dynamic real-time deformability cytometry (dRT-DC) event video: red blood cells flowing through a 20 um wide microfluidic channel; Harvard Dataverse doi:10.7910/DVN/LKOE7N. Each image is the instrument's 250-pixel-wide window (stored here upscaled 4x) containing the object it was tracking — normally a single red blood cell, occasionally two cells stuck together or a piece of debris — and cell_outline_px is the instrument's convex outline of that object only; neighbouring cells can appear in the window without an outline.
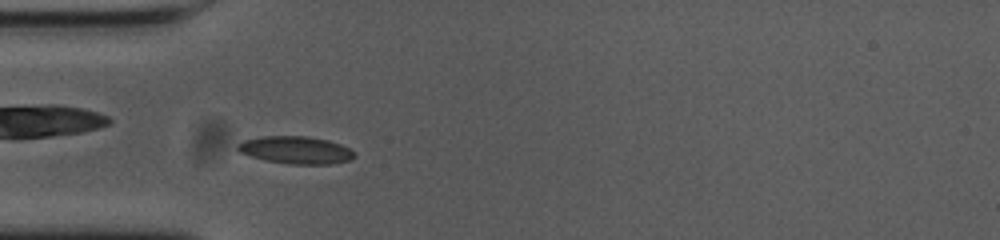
{"species": "common noctule bat (a hibernating species)", "species_latin": "Nyctalus noctula", "temperature_condition": "cold", "stored_images_in_passage": 50, "camera_frame_rate_fps": 3000, "um_per_image_px": 0.085, "animal": {"sex": "female", "body_mass_g": 23.0, "forearm_length_mm": 53.4}, "frame": {"image": 1, "passage_image": 11, "time_ms": 3.333, "image_size_px": [1000, 240], "cell_outline_px": [[356, 156], [352, 160], [328, 164], [288, 164], [248, 156], [240, 152], [236, 148], [236, 144], [244, 140], [264, 136], [308, 136], [328, 140], [340, 144], [356, 152]], "centroid_in_image_um": [25.16, 12.75], "position_along_channel_um": 59.8, "area_um2": 18.79}}
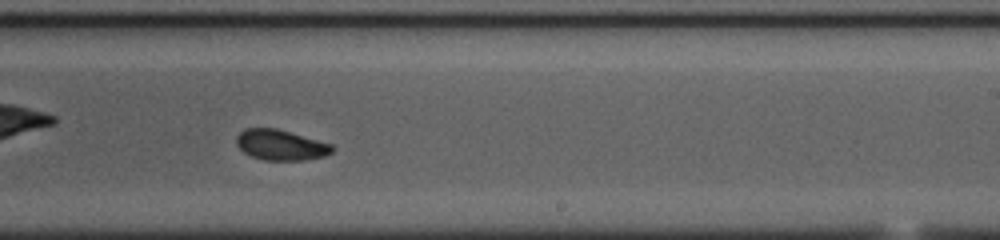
{"frame": {"image": 2, "passage_image": 28, "time_ms": 9.0, "image_size_px": [1000, 240], "cell_outline_px": [[336, 148], [332, 152], [324, 156], [304, 160], [264, 160], [252, 156], [244, 152], [236, 144], [236, 136], [244, 128], [276, 128], [332, 144]], "centroid_in_image_um": [23.86, 12.32], "position_along_channel_um": 265.1, "area_um2": 16.99}}
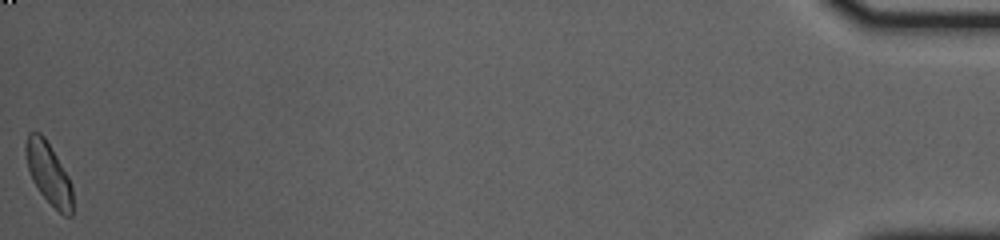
{"frame": {"image": 3, "passage_image": 50, "time_ms": 16.333, "image_size_px": [1000, 240], "cell_outline_px": [[72, 216], [64, 216], [40, 192], [32, 180], [28, 168], [24, 152], [24, 144], [28, 132], [40, 132], [44, 136], [68, 176], [72, 184]], "centroid_in_image_um": [4.11, 14.7], "position_along_channel_um": 431.1, "area_um2": 16.7}, "authors_computed_cell_mechanics": {"area_um2": 17.0799, "velocity_mm_per_s": 3.6588, "shape_relaxation_time_tau1_ms": 2.1348, "shape_relaxation_time_tau2_ms": 3.0493, "deformation_change_tau1": 0.101, "deformation_change_tau2": 0.0699}}